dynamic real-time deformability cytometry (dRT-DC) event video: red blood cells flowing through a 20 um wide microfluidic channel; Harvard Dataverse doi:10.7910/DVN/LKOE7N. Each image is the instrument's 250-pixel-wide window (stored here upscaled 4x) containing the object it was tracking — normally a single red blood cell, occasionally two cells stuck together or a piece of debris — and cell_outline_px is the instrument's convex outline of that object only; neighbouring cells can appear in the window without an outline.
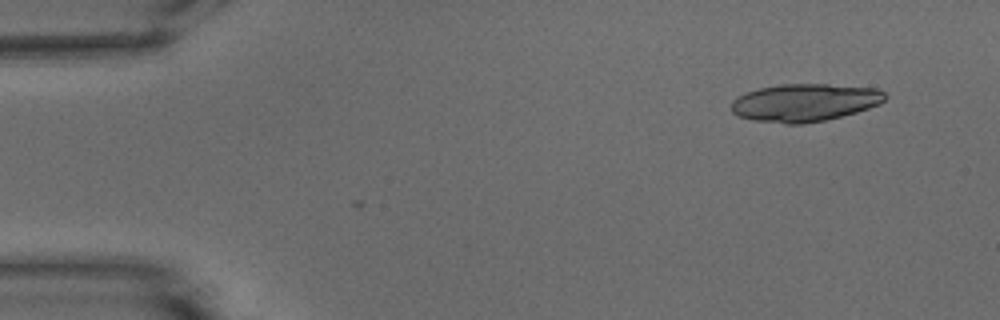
{"species": "common noctule bat (a hibernating species)", "species_latin": "Nyctalus noctula", "temperature_condition": "warm", "stored_images_in_passage": 10, "camera_frame_rate_fps": 3000, "um_per_image_px": 0.085, "animal": {"sex": "male", "body_mass_g": 15.6}, "frame": {"image": 1, "passage_image": 1, "time_ms": 0.0, "image_size_px": [1000, 320], "cell_outline_px": [[888, 96], [880, 104], [856, 112], [824, 120], [800, 124], [784, 124], [752, 120], [736, 116], [732, 112], [732, 100], [736, 96], [744, 92], [760, 88], [780, 84], [828, 84], [876, 88], [884, 92]], "centroid_in_image_um": [68.36, 8.72], "position_along_channel_um": 16.6, "area_um2": 33.99}}